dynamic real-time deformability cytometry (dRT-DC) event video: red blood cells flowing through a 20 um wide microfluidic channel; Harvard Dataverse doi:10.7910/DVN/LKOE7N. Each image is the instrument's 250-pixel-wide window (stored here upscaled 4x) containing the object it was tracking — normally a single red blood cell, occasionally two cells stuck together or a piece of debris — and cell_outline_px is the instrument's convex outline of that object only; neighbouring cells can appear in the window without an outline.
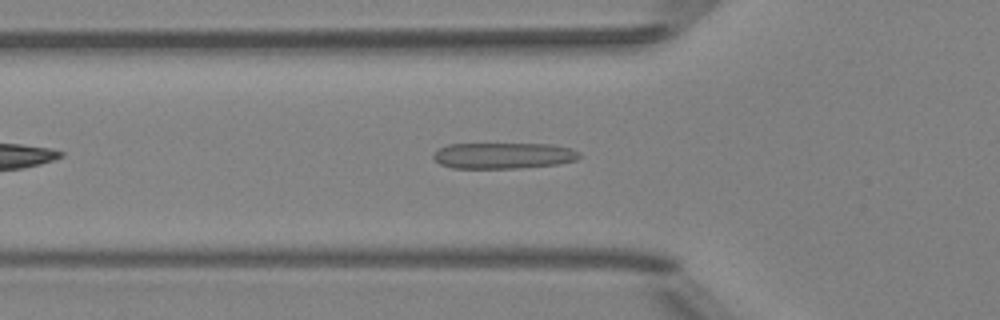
{"species": "Egyptian fruit bat (a non-hibernating species)", "species_latin": "Rousettus aegyptiacus", "temperature_condition": "room temperature", "stored_images_in_passage": 36, "camera_frame_rate_fps": 3000, "um_per_image_px": 0.085, "animal": {"sex": "female"}, "frame": {"image": 1, "passage_image": 7, "time_ms": 2.0, "image_size_px": [1000, 320], "cell_outline_px": [[580, 156], [576, 160], [556, 164], [520, 168], [452, 168], [440, 164], [432, 156], [440, 148], [448, 144], [552, 144], [572, 148], [580, 152]], "centroid_in_image_um": [42.81, 13.22], "position_along_channel_um": 83.0, "area_um2": 22.14}}
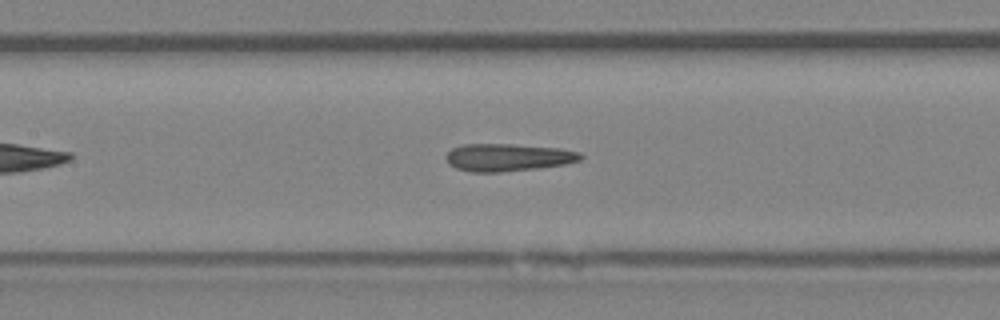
{"frame": {"image": 2, "passage_image": 13, "time_ms": 4.0, "image_size_px": [1000, 320], "cell_outline_px": [[584, 156], [580, 160], [564, 164], [540, 168], [500, 172], [472, 172], [456, 168], [448, 164], [444, 156], [452, 148], [464, 144], [512, 144], [560, 148], [580, 152]], "centroid_in_image_um": [43.16, 13.38], "position_along_channel_um": 164.2, "area_um2": 21.73}}
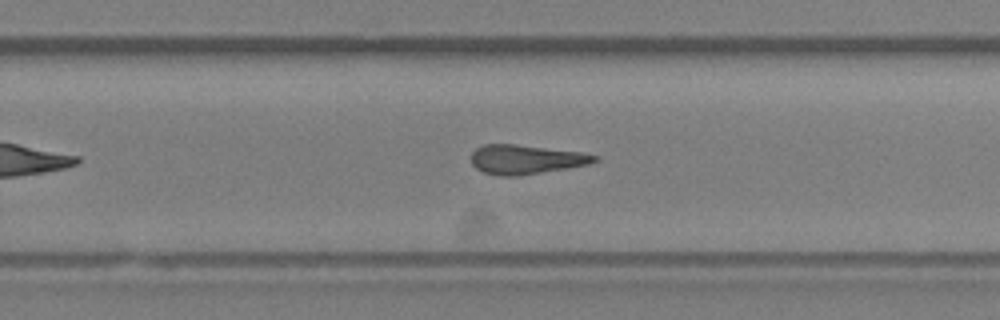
{"frame": {"image": 3, "passage_image": 22, "time_ms": 7.0, "image_size_px": [1000, 320], "cell_outline_px": [[600, 160], [588, 164], [568, 168], [516, 176], [500, 176], [484, 172], [476, 168], [472, 164], [472, 152], [476, 148], [484, 144], [516, 144], [580, 152], [600, 156]], "centroid_in_image_um": [44.71, 13.55], "position_along_channel_um": 285.1, "area_um2": 20.98}, "authors_computed_cell_mechanics": {"area_um2": 21.1837, "velocity_mm_per_s": 4.0565, "shape_relaxation_time_tau1_ms": 10.5284, "shape_relaxation_time_tau2_ms": 2.2201, "deformation_change_tau1": 0.2392, "deformation_change_tau2": 0.1277}}